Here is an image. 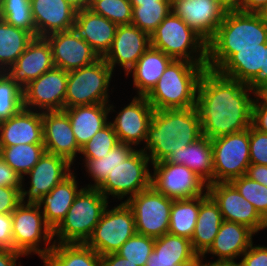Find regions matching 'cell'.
Listing matches in <instances>:
<instances>
[{"label":"cell","mask_w":267,"mask_h":266,"mask_svg":"<svg viewBox=\"0 0 267 266\" xmlns=\"http://www.w3.org/2000/svg\"><path fill=\"white\" fill-rule=\"evenodd\" d=\"M243 11L266 14L267 0H243Z\"/></svg>","instance_id":"cell-56"},{"label":"cell","mask_w":267,"mask_h":266,"mask_svg":"<svg viewBox=\"0 0 267 266\" xmlns=\"http://www.w3.org/2000/svg\"><path fill=\"white\" fill-rule=\"evenodd\" d=\"M44 266H101V256L86 243H54Z\"/></svg>","instance_id":"cell-33"},{"label":"cell","mask_w":267,"mask_h":266,"mask_svg":"<svg viewBox=\"0 0 267 266\" xmlns=\"http://www.w3.org/2000/svg\"><path fill=\"white\" fill-rule=\"evenodd\" d=\"M226 11H243V0H216Z\"/></svg>","instance_id":"cell-58"},{"label":"cell","mask_w":267,"mask_h":266,"mask_svg":"<svg viewBox=\"0 0 267 266\" xmlns=\"http://www.w3.org/2000/svg\"><path fill=\"white\" fill-rule=\"evenodd\" d=\"M150 46V35L137 26L118 25L111 48L103 59L112 71L118 64L127 74Z\"/></svg>","instance_id":"cell-20"},{"label":"cell","mask_w":267,"mask_h":266,"mask_svg":"<svg viewBox=\"0 0 267 266\" xmlns=\"http://www.w3.org/2000/svg\"><path fill=\"white\" fill-rule=\"evenodd\" d=\"M242 256V266H267V246H253L252 243Z\"/></svg>","instance_id":"cell-49"},{"label":"cell","mask_w":267,"mask_h":266,"mask_svg":"<svg viewBox=\"0 0 267 266\" xmlns=\"http://www.w3.org/2000/svg\"><path fill=\"white\" fill-rule=\"evenodd\" d=\"M19 144H43L42 112L23 108L0 122V147Z\"/></svg>","instance_id":"cell-24"},{"label":"cell","mask_w":267,"mask_h":266,"mask_svg":"<svg viewBox=\"0 0 267 266\" xmlns=\"http://www.w3.org/2000/svg\"><path fill=\"white\" fill-rule=\"evenodd\" d=\"M74 173L57 184L48 194L43 195L38 202L46 223L54 230L65 218L76 195L80 192ZM43 205V206H42Z\"/></svg>","instance_id":"cell-28"},{"label":"cell","mask_w":267,"mask_h":266,"mask_svg":"<svg viewBox=\"0 0 267 266\" xmlns=\"http://www.w3.org/2000/svg\"><path fill=\"white\" fill-rule=\"evenodd\" d=\"M230 183L267 221V187L250 179L246 175L234 178L230 181Z\"/></svg>","instance_id":"cell-43"},{"label":"cell","mask_w":267,"mask_h":266,"mask_svg":"<svg viewBox=\"0 0 267 266\" xmlns=\"http://www.w3.org/2000/svg\"><path fill=\"white\" fill-rule=\"evenodd\" d=\"M202 266H242L241 262H235V260H216L214 262L203 263V260H200Z\"/></svg>","instance_id":"cell-59"},{"label":"cell","mask_w":267,"mask_h":266,"mask_svg":"<svg viewBox=\"0 0 267 266\" xmlns=\"http://www.w3.org/2000/svg\"><path fill=\"white\" fill-rule=\"evenodd\" d=\"M118 25L89 8L76 13L74 29L103 58L110 50Z\"/></svg>","instance_id":"cell-25"},{"label":"cell","mask_w":267,"mask_h":266,"mask_svg":"<svg viewBox=\"0 0 267 266\" xmlns=\"http://www.w3.org/2000/svg\"><path fill=\"white\" fill-rule=\"evenodd\" d=\"M267 43V15L226 11L213 38L207 43L206 68L217 71L235 49L261 48Z\"/></svg>","instance_id":"cell-3"},{"label":"cell","mask_w":267,"mask_h":266,"mask_svg":"<svg viewBox=\"0 0 267 266\" xmlns=\"http://www.w3.org/2000/svg\"><path fill=\"white\" fill-rule=\"evenodd\" d=\"M22 187L0 186V213L11 214L21 203Z\"/></svg>","instance_id":"cell-47"},{"label":"cell","mask_w":267,"mask_h":266,"mask_svg":"<svg viewBox=\"0 0 267 266\" xmlns=\"http://www.w3.org/2000/svg\"><path fill=\"white\" fill-rule=\"evenodd\" d=\"M45 38L52 48L54 66L67 72L91 65L100 59L74 28L49 34Z\"/></svg>","instance_id":"cell-18"},{"label":"cell","mask_w":267,"mask_h":266,"mask_svg":"<svg viewBox=\"0 0 267 266\" xmlns=\"http://www.w3.org/2000/svg\"><path fill=\"white\" fill-rule=\"evenodd\" d=\"M132 25L137 26L143 32L151 34L158 25L172 11L171 1H156V3L132 6Z\"/></svg>","instance_id":"cell-39"},{"label":"cell","mask_w":267,"mask_h":266,"mask_svg":"<svg viewBox=\"0 0 267 266\" xmlns=\"http://www.w3.org/2000/svg\"><path fill=\"white\" fill-rule=\"evenodd\" d=\"M250 92L255 95L249 85L206 68L196 100L202 135L214 139L248 129L254 100L249 97Z\"/></svg>","instance_id":"cell-1"},{"label":"cell","mask_w":267,"mask_h":266,"mask_svg":"<svg viewBox=\"0 0 267 266\" xmlns=\"http://www.w3.org/2000/svg\"><path fill=\"white\" fill-rule=\"evenodd\" d=\"M264 49L261 48L235 49V53L217 70L225 77L238 80L249 85L264 70Z\"/></svg>","instance_id":"cell-32"},{"label":"cell","mask_w":267,"mask_h":266,"mask_svg":"<svg viewBox=\"0 0 267 266\" xmlns=\"http://www.w3.org/2000/svg\"><path fill=\"white\" fill-rule=\"evenodd\" d=\"M213 150V183L230 182L246 175L250 165L249 128L211 139Z\"/></svg>","instance_id":"cell-11"},{"label":"cell","mask_w":267,"mask_h":266,"mask_svg":"<svg viewBox=\"0 0 267 266\" xmlns=\"http://www.w3.org/2000/svg\"><path fill=\"white\" fill-rule=\"evenodd\" d=\"M34 37L0 19V72L15 64Z\"/></svg>","instance_id":"cell-34"},{"label":"cell","mask_w":267,"mask_h":266,"mask_svg":"<svg viewBox=\"0 0 267 266\" xmlns=\"http://www.w3.org/2000/svg\"><path fill=\"white\" fill-rule=\"evenodd\" d=\"M208 194L218 204L223 220L246 225L255 233L267 228V221L230 182L208 184Z\"/></svg>","instance_id":"cell-15"},{"label":"cell","mask_w":267,"mask_h":266,"mask_svg":"<svg viewBox=\"0 0 267 266\" xmlns=\"http://www.w3.org/2000/svg\"><path fill=\"white\" fill-rule=\"evenodd\" d=\"M136 233L133 211L122 201L110 210L107 206L86 244L103 256L116 253Z\"/></svg>","instance_id":"cell-10"},{"label":"cell","mask_w":267,"mask_h":266,"mask_svg":"<svg viewBox=\"0 0 267 266\" xmlns=\"http://www.w3.org/2000/svg\"><path fill=\"white\" fill-rule=\"evenodd\" d=\"M54 67L50 43L45 37H35L5 73L23 89Z\"/></svg>","instance_id":"cell-19"},{"label":"cell","mask_w":267,"mask_h":266,"mask_svg":"<svg viewBox=\"0 0 267 266\" xmlns=\"http://www.w3.org/2000/svg\"><path fill=\"white\" fill-rule=\"evenodd\" d=\"M71 165L66 158L45 151L38 163L26 174L31 177L29 190H25L22 182L21 203L38 204L43 195L48 194L72 173Z\"/></svg>","instance_id":"cell-16"},{"label":"cell","mask_w":267,"mask_h":266,"mask_svg":"<svg viewBox=\"0 0 267 266\" xmlns=\"http://www.w3.org/2000/svg\"><path fill=\"white\" fill-rule=\"evenodd\" d=\"M36 37L74 28L77 11L66 0H30Z\"/></svg>","instance_id":"cell-23"},{"label":"cell","mask_w":267,"mask_h":266,"mask_svg":"<svg viewBox=\"0 0 267 266\" xmlns=\"http://www.w3.org/2000/svg\"><path fill=\"white\" fill-rule=\"evenodd\" d=\"M101 266H137L117 253H109L101 256Z\"/></svg>","instance_id":"cell-54"},{"label":"cell","mask_w":267,"mask_h":266,"mask_svg":"<svg viewBox=\"0 0 267 266\" xmlns=\"http://www.w3.org/2000/svg\"><path fill=\"white\" fill-rule=\"evenodd\" d=\"M0 186L22 187V177L0 157Z\"/></svg>","instance_id":"cell-52"},{"label":"cell","mask_w":267,"mask_h":266,"mask_svg":"<svg viewBox=\"0 0 267 266\" xmlns=\"http://www.w3.org/2000/svg\"><path fill=\"white\" fill-rule=\"evenodd\" d=\"M0 249L14 250L11 214L0 213Z\"/></svg>","instance_id":"cell-51"},{"label":"cell","mask_w":267,"mask_h":266,"mask_svg":"<svg viewBox=\"0 0 267 266\" xmlns=\"http://www.w3.org/2000/svg\"><path fill=\"white\" fill-rule=\"evenodd\" d=\"M119 142L113 125L109 122L81 147L85 159H100L107 155Z\"/></svg>","instance_id":"cell-44"},{"label":"cell","mask_w":267,"mask_h":266,"mask_svg":"<svg viewBox=\"0 0 267 266\" xmlns=\"http://www.w3.org/2000/svg\"><path fill=\"white\" fill-rule=\"evenodd\" d=\"M267 83V43L264 49V70H260L259 75L249 84L256 92L261 86Z\"/></svg>","instance_id":"cell-57"},{"label":"cell","mask_w":267,"mask_h":266,"mask_svg":"<svg viewBox=\"0 0 267 266\" xmlns=\"http://www.w3.org/2000/svg\"><path fill=\"white\" fill-rule=\"evenodd\" d=\"M77 12L89 8L91 0H66Z\"/></svg>","instance_id":"cell-60"},{"label":"cell","mask_w":267,"mask_h":266,"mask_svg":"<svg viewBox=\"0 0 267 266\" xmlns=\"http://www.w3.org/2000/svg\"><path fill=\"white\" fill-rule=\"evenodd\" d=\"M0 19L36 37L30 0H0Z\"/></svg>","instance_id":"cell-38"},{"label":"cell","mask_w":267,"mask_h":266,"mask_svg":"<svg viewBox=\"0 0 267 266\" xmlns=\"http://www.w3.org/2000/svg\"><path fill=\"white\" fill-rule=\"evenodd\" d=\"M200 258H167L160 257L153 250L145 266H198Z\"/></svg>","instance_id":"cell-48"},{"label":"cell","mask_w":267,"mask_h":266,"mask_svg":"<svg viewBox=\"0 0 267 266\" xmlns=\"http://www.w3.org/2000/svg\"><path fill=\"white\" fill-rule=\"evenodd\" d=\"M23 108V89L4 71L0 72V122L10 119Z\"/></svg>","instance_id":"cell-40"},{"label":"cell","mask_w":267,"mask_h":266,"mask_svg":"<svg viewBox=\"0 0 267 266\" xmlns=\"http://www.w3.org/2000/svg\"><path fill=\"white\" fill-rule=\"evenodd\" d=\"M246 176L267 187V166L250 164L247 168Z\"/></svg>","instance_id":"cell-53"},{"label":"cell","mask_w":267,"mask_h":266,"mask_svg":"<svg viewBox=\"0 0 267 266\" xmlns=\"http://www.w3.org/2000/svg\"><path fill=\"white\" fill-rule=\"evenodd\" d=\"M165 161L185 165L208 184L213 183L212 142L206 136H202L178 151L174 150Z\"/></svg>","instance_id":"cell-29"},{"label":"cell","mask_w":267,"mask_h":266,"mask_svg":"<svg viewBox=\"0 0 267 266\" xmlns=\"http://www.w3.org/2000/svg\"><path fill=\"white\" fill-rule=\"evenodd\" d=\"M254 234L256 233L246 225L224 220L213 244L200 257V260L207 253L218 256L217 260H234L239 256L242 257V254L253 243L252 237Z\"/></svg>","instance_id":"cell-26"},{"label":"cell","mask_w":267,"mask_h":266,"mask_svg":"<svg viewBox=\"0 0 267 266\" xmlns=\"http://www.w3.org/2000/svg\"><path fill=\"white\" fill-rule=\"evenodd\" d=\"M44 144H19L15 146L0 147V157L24 181L26 175L44 154Z\"/></svg>","instance_id":"cell-37"},{"label":"cell","mask_w":267,"mask_h":266,"mask_svg":"<svg viewBox=\"0 0 267 266\" xmlns=\"http://www.w3.org/2000/svg\"><path fill=\"white\" fill-rule=\"evenodd\" d=\"M126 203L133 211L138 234L158 238L168 233L173 199L150 186Z\"/></svg>","instance_id":"cell-12"},{"label":"cell","mask_w":267,"mask_h":266,"mask_svg":"<svg viewBox=\"0 0 267 266\" xmlns=\"http://www.w3.org/2000/svg\"><path fill=\"white\" fill-rule=\"evenodd\" d=\"M107 206V198L97 188L82 187L65 218L53 230V243H86Z\"/></svg>","instance_id":"cell-5"},{"label":"cell","mask_w":267,"mask_h":266,"mask_svg":"<svg viewBox=\"0 0 267 266\" xmlns=\"http://www.w3.org/2000/svg\"><path fill=\"white\" fill-rule=\"evenodd\" d=\"M150 39L153 48L163 51L173 60L207 63V43L172 11Z\"/></svg>","instance_id":"cell-6"},{"label":"cell","mask_w":267,"mask_h":266,"mask_svg":"<svg viewBox=\"0 0 267 266\" xmlns=\"http://www.w3.org/2000/svg\"><path fill=\"white\" fill-rule=\"evenodd\" d=\"M172 12L208 43L226 10L216 0H171Z\"/></svg>","instance_id":"cell-17"},{"label":"cell","mask_w":267,"mask_h":266,"mask_svg":"<svg viewBox=\"0 0 267 266\" xmlns=\"http://www.w3.org/2000/svg\"><path fill=\"white\" fill-rule=\"evenodd\" d=\"M154 243L155 238L136 233L116 253L137 266H145L153 251Z\"/></svg>","instance_id":"cell-45"},{"label":"cell","mask_w":267,"mask_h":266,"mask_svg":"<svg viewBox=\"0 0 267 266\" xmlns=\"http://www.w3.org/2000/svg\"><path fill=\"white\" fill-rule=\"evenodd\" d=\"M152 165L151 186L167 198L182 200L207 195L208 183L185 165L165 160Z\"/></svg>","instance_id":"cell-13"},{"label":"cell","mask_w":267,"mask_h":266,"mask_svg":"<svg viewBox=\"0 0 267 266\" xmlns=\"http://www.w3.org/2000/svg\"><path fill=\"white\" fill-rule=\"evenodd\" d=\"M255 96L267 105V83L261 86L256 92Z\"/></svg>","instance_id":"cell-61"},{"label":"cell","mask_w":267,"mask_h":266,"mask_svg":"<svg viewBox=\"0 0 267 266\" xmlns=\"http://www.w3.org/2000/svg\"><path fill=\"white\" fill-rule=\"evenodd\" d=\"M252 103V117L251 125L267 134V105L262 103L256 96H254Z\"/></svg>","instance_id":"cell-50"},{"label":"cell","mask_w":267,"mask_h":266,"mask_svg":"<svg viewBox=\"0 0 267 266\" xmlns=\"http://www.w3.org/2000/svg\"><path fill=\"white\" fill-rule=\"evenodd\" d=\"M202 136L196 106L186 109L154 110L148 126L146 145L141 150L153 164L166 160L174 150L178 151Z\"/></svg>","instance_id":"cell-2"},{"label":"cell","mask_w":267,"mask_h":266,"mask_svg":"<svg viewBox=\"0 0 267 266\" xmlns=\"http://www.w3.org/2000/svg\"><path fill=\"white\" fill-rule=\"evenodd\" d=\"M23 255L20 252L11 249H0V266H17L18 258ZM18 266H22L21 264Z\"/></svg>","instance_id":"cell-55"},{"label":"cell","mask_w":267,"mask_h":266,"mask_svg":"<svg viewBox=\"0 0 267 266\" xmlns=\"http://www.w3.org/2000/svg\"><path fill=\"white\" fill-rule=\"evenodd\" d=\"M150 158L141 150H135L120 162L97 188L107 199L109 196L128 199L151 186V173L148 169Z\"/></svg>","instance_id":"cell-9"},{"label":"cell","mask_w":267,"mask_h":266,"mask_svg":"<svg viewBox=\"0 0 267 266\" xmlns=\"http://www.w3.org/2000/svg\"><path fill=\"white\" fill-rule=\"evenodd\" d=\"M153 250L160 257L167 258H200L194 251L191 240L185 237L166 233L155 238Z\"/></svg>","instance_id":"cell-41"},{"label":"cell","mask_w":267,"mask_h":266,"mask_svg":"<svg viewBox=\"0 0 267 266\" xmlns=\"http://www.w3.org/2000/svg\"><path fill=\"white\" fill-rule=\"evenodd\" d=\"M250 164L267 166V134L249 127Z\"/></svg>","instance_id":"cell-46"},{"label":"cell","mask_w":267,"mask_h":266,"mask_svg":"<svg viewBox=\"0 0 267 266\" xmlns=\"http://www.w3.org/2000/svg\"><path fill=\"white\" fill-rule=\"evenodd\" d=\"M172 61L163 51L150 46L126 74L128 76L132 73L137 94L146 96Z\"/></svg>","instance_id":"cell-31"},{"label":"cell","mask_w":267,"mask_h":266,"mask_svg":"<svg viewBox=\"0 0 267 266\" xmlns=\"http://www.w3.org/2000/svg\"><path fill=\"white\" fill-rule=\"evenodd\" d=\"M112 68L103 58L68 72L64 109L74 106L109 104Z\"/></svg>","instance_id":"cell-7"},{"label":"cell","mask_w":267,"mask_h":266,"mask_svg":"<svg viewBox=\"0 0 267 266\" xmlns=\"http://www.w3.org/2000/svg\"><path fill=\"white\" fill-rule=\"evenodd\" d=\"M45 151L66 158L71 164L80 154L71 122L64 110L42 112Z\"/></svg>","instance_id":"cell-21"},{"label":"cell","mask_w":267,"mask_h":266,"mask_svg":"<svg viewBox=\"0 0 267 266\" xmlns=\"http://www.w3.org/2000/svg\"><path fill=\"white\" fill-rule=\"evenodd\" d=\"M154 109L145 96H134L129 105L116 116L113 125L119 142L136 146L146 141L148 126Z\"/></svg>","instance_id":"cell-22"},{"label":"cell","mask_w":267,"mask_h":266,"mask_svg":"<svg viewBox=\"0 0 267 266\" xmlns=\"http://www.w3.org/2000/svg\"><path fill=\"white\" fill-rule=\"evenodd\" d=\"M113 107L110 104H94L64 109L70 119L75 140L80 148L110 122L107 121V117Z\"/></svg>","instance_id":"cell-27"},{"label":"cell","mask_w":267,"mask_h":266,"mask_svg":"<svg viewBox=\"0 0 267 266\" xmlns=\"http://www.w3.org/2000/svg\"><path fill=\"white\" fill-rule=\"evenodd\" d=\"M67 79V71L54 67L31 81L23 88L24 108H38L41 112L64 110Z\"/></svg>","instance_id":"cell-14"},{"label":"cell","mask_w":267,"mask_h":266,"mask_svg":"<svg viewBox=\"0 0 267 266\" xmlns=\"http://www.w3.org/2000/svg\"><path fill=\"white\" fill-rule=\"evenodd\" d=\"M135 150L132 145L120 142L100 159H84L86 171L94 180V184L87 185L86 187L98 188L106 180L110 172Z\"/></svg>","instance_id":"cell-36"},{"label":"cell","mask_w":267,"mask_h":266,"mask_svg":"<svg viewBox=\"0 0 267 266\" xmlns=\"http://www.w3.org/2000/svg\"><path fill=\"white\" fill-rule=\"evenodd\" d=\"M40 209L37 204L20 203L11 213L12 233L15 251L24 256L38 254L43 260L53 247L50 242L54 237ZM42 241L47 246L44 249L40 248Z\"/></svg>","instance_id":"cell-8"},{"label":"cell","mask_w":267,"mask_h":266,"mask_svg":"<svg viewBox=\"0 0 267 266\" xmlns=\"http://www.w3.org/2000/svg\"><path fill=\"white\" fill-rule=\"evenodd\" d=\"M156 1H171V0H130L132 6H140L142 4L156 3Z\"/></svg>","instance_id":"cell-62"},{"label":"cell","mask_w":267,"mask_h":266,"mask_svg":"<svg viewBox=\"0 0 267 266\" xmlns=\"http://www.w3.org/2000/svg\"><path fill=\"white\" fill-rule=\"evenodd\" d=\"M206 65L207 63L173 60L145 96L147 101L154 110L195 107L199 80Z\"/></svg>","instance_id":"cell-4"},{"label":"cell","mask_w":267,"mask_h":266,"mask_svg":"<svg viewBox=\"0 0 267 266\" xmlns=\"http://www.w3.org/2000/svg\"><path fill=\"white\" fill-rule=\"evenodd\" d=\"M89 9L116 25L132 23L133 7L130 0H91Z\"/></svg>","instance_id":"cell-42"},{"label":"cell","mask_w":267,"mask_h":266,"mask_svg":"<svg viewBox=\"0 0 267 266\" xmlns=\"http://www.w3.org/2000/svg\"><path fill=\"white\" fill-rule=\"evenodd\" d=\"M200 197L173 200L168 233L191 240L199 214Z\"/></svg>","instance_id":"cell-35"},{"label":"cell","mask_w":267,"mask_h":266,"mask_svg":"<svg viewBox=\"0 0 267 266\" xmlns=\"http://www.w3.org/2000/svg\"><path fill=\"white\" fill-rule=\"evenodd\" d=\"M223 221L218 204L207 191V195L200 196L199 214L191 238L192 247L199 257L213 244Z\"/></svg>","instance_id":"cell-30"}]
</instances>
